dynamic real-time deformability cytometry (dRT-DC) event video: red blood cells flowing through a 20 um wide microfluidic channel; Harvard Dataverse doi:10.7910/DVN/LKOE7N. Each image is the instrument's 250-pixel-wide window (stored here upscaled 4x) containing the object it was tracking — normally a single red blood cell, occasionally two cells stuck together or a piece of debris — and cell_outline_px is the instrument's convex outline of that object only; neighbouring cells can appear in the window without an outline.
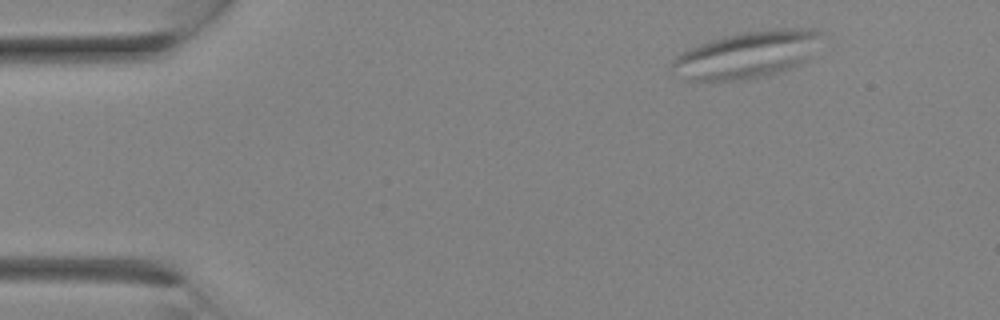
{"species": "Egyptian fruit bat (a non-hibernating species)", "species_latin": "Rousettus aegyptiacus", "temperature_condition": "room temperature", "stored_images_in_passage": 6, "camera_frame_rate_fps": 3000, "um_per_image_px": 0.085, "animal": {"sex": "female"}, "frame": {"image": 1, "passage_image": 1, "time_ms": 0.0, "image_size_px": [1000, 320], "cell_outline_px": [[824, 32], [808, 60], [784, 72], [768, 76], [748, 80], [684, 80], [672, 72], [668, 68], [672, 60], [676, 56], [700, 44], [724, 36], [744, 32], [776, 28], [816, 28]], "centroid_in_image_um": [63.52, 4.66], "position_along_channel_um": 21.5, "area_um2": 41.38}}
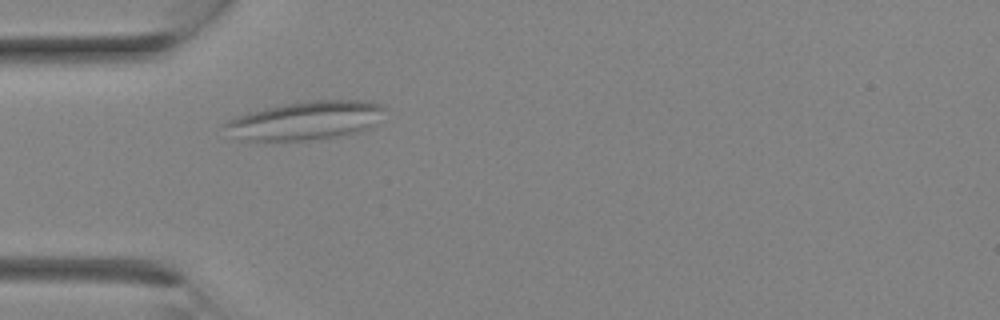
{"frame": {"image": 2, "passage_image": 6, "time_ms": 1.667, "image_size_px": [1000, 320], "cell_outline_px": [[388, 108], [368, 128], [360, 132], [340, 136], [308, 140], [244, 140], [224, 124], [228, 120], [236, 116], [248, 112], [264, 108], [312, 100], [368, 100], [384, 104]], "centroid_in_image_um": [26.11, 10.22], "position_along_channel_um": 58.9, "area_um2": 35.32}}